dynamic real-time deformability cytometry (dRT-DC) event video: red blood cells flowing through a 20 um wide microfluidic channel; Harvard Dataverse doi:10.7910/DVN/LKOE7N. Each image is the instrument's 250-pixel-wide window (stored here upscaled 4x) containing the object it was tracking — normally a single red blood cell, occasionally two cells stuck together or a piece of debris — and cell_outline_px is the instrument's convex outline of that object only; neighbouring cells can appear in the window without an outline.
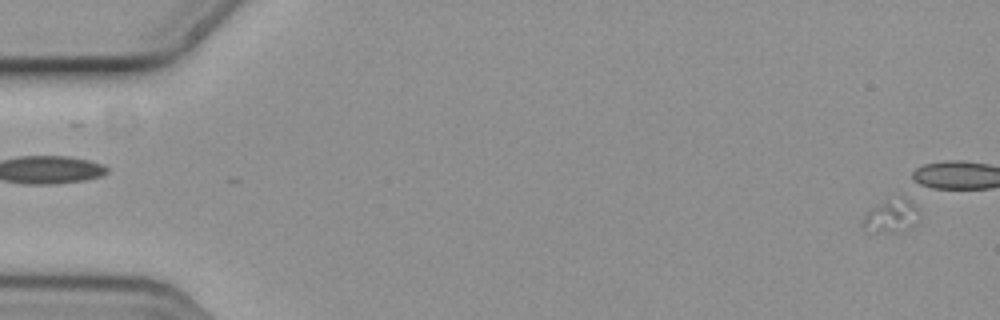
{"species": "common noctule bat (a hibernating species)", "species_latin": "Nyctalus noctula", "temperature_condition": "cold", "stored_images_in_passage": 9, "segment_of_instrument_passage": [1, 2], "camera_frame_rate_fps": 3000, "um_per_image_px": 0.085, "animal": {"sex": "female", "body_mass_g": 19.3, "forearm_length_mm": 54.1}, "frame": {"image": 1, "passage_image": 1, "time_ms": 0.0, "image_size_px": [1000, 320], "cell_outline_px": [[916, 224], [912, 228], [896, 232], [872, 232], [860, 228], [860, 224], [864, 216], [872, 208], [880, 204], [904, 200], [908, 200], [916, 208]], "centroid_in_image_um": [75.67, 18.48], "position_along_channel_um": 9.3, "area_um2": 10.17}}